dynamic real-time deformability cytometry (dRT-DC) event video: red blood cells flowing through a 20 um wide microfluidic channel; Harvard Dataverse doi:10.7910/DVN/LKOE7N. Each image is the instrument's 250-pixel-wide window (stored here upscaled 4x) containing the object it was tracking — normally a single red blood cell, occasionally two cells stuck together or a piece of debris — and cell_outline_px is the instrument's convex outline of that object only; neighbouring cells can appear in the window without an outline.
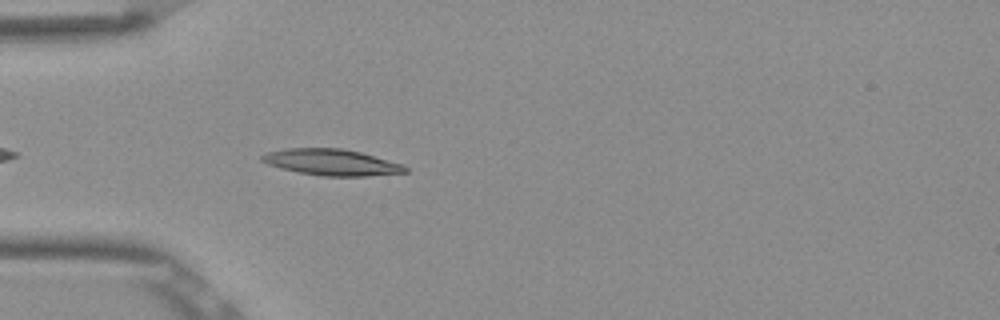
{"species": "Egyptian fruit bat (a non-hibernating species)", "species_latin": "Rousettus aegyptiacus", "temperature_condition": "room temperature", "stored_images_in_passage": 41, "camera_frame_rate_fps": 3000, "um_per_image_px": 0.085, "frame": {"image": 1, "passage_image": 4, "time_ms": 1.0, "image_size_px": [1000, 320], "cell_outline_px": [[408, 172], [368, 176], [324, 176], [300, 172], [280, 168], [268, 164], [260, 160], [260, 156], [268, 152], [284, 148], [340, 148], [360, 152], [404, 164], [408, 168]], "centroid_in_image_um": [28.2, 13.79], "position_along_channel_um": 56.8, "area_um2": 21.91}}
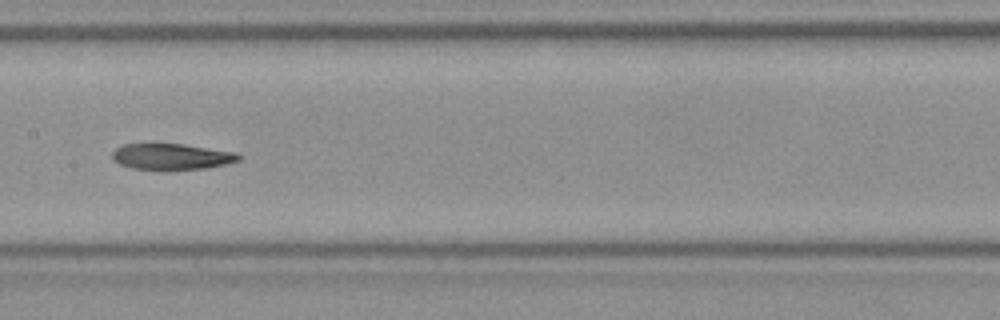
{"frame": {"image": 2, "passage_image": 15, "time_ms": 4.667, "image_size_px": [1000, 320], "cell_outline_px": [[240, 160], [224, 164], [204, 168], [132, 168], [120, 164], [112, 160], [112, 152], [116, 148], [124, 144], [184, 144], [236, 152], [240, 156]], "centroid_in_image_um": [14.57, 13.28], "position_along_channel_um": 192.8, "area_um2": 18.61}}
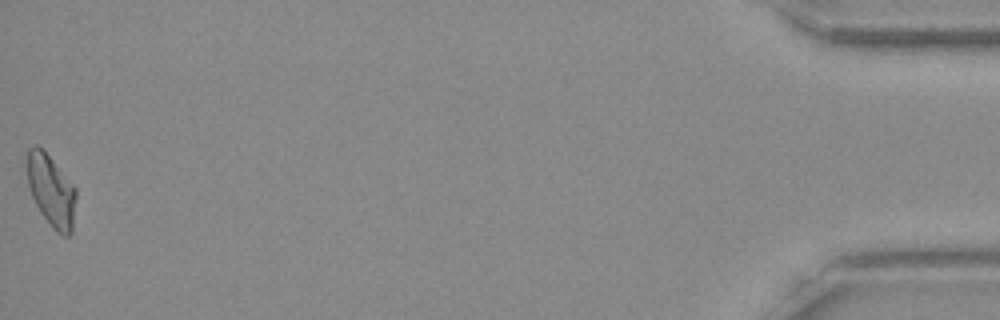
{"frame": {"image": 3, "passage_image": 41, "time_ms": 13.333, "image_size_px": [1000, 320], "cell_outline_px": [[76, 196], [72, 232], [68, 236], [64, 236], [56, 232], [52, 228], [40, 212], [32, 196], [28, 184], [28, 148], [36, 144], [48, 156], [76, 188]], "centroid_in_image_um": [4.37, 16.26], "position_along_channel_um": 430.8, "area_um2": 20.06}}